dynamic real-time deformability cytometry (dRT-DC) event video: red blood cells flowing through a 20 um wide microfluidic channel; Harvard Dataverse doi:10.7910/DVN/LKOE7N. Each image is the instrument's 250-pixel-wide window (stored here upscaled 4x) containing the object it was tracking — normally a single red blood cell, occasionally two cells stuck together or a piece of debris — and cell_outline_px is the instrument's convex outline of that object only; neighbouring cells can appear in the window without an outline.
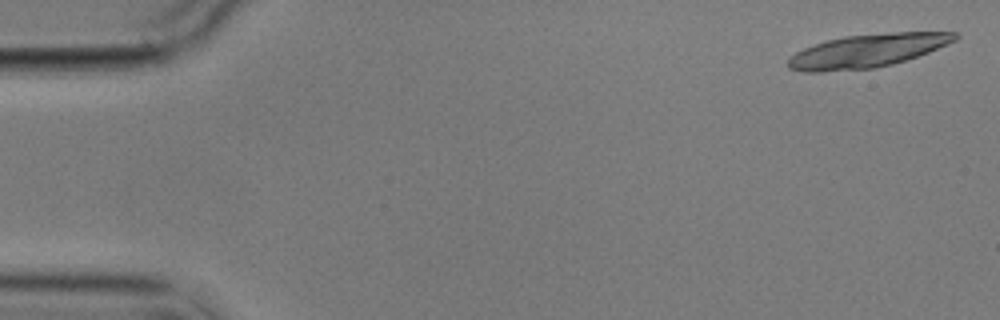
{"species": "common noctule bat (a hibernating species)", "species_latin": "Nyctalus noctula", "temperature_condition": "cold", "stored_images_in_passage": 6, "camera_frame_rate_fps": 3000, "um_per_image_px": 0.085, "animal": {"sex": "male", "body_mass_g": 17.9}, "frame": {"image": 1, "passage_image": 1, "time_ms": 0.0, "image_size_px": [1000, 320], "cell_outline_px": [[960, 36], [956, 40], [928, 52], [892, 64], [872, 68], [820, 72], [804, 72], [788, 68], [788, 60], [796, 52], [812, 44], [824, 40], [844, 36], [892, 32], [956, 32]], "centroid_in_image_um": [73.69, 4.31], "position_along_channel_um": 11.3, "area_um2": 32.25}}